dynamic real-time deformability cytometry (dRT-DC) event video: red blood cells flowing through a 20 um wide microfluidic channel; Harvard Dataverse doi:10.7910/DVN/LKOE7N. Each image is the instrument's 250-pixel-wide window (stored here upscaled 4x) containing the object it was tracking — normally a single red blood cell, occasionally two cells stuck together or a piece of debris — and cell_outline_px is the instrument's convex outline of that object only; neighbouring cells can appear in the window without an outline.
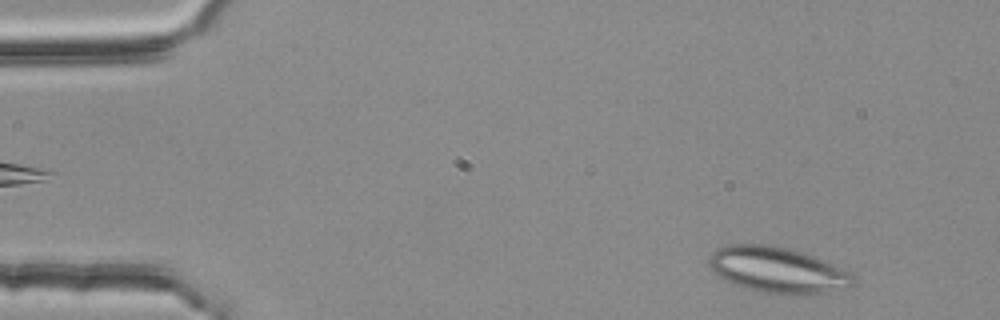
{"species": "common noctule bat (a hibernating species)", "species_latin": "Nyctalus noctula", "temperature_condition": "room temperature", "stored_images_in_passage": 47, "segment_of_instrument_passage": [1, 2], "camera_frame_rate_fps": 3000, "um_per_image_px": 0.085, "animal": {"sex": "female", "body_mass_g": 25.1}, "frame": {"image": 1, "passage_image": 2, "time_ms": 0.333, "image_size_px": [1000, 320], "cell_outline_px": [[852, 284], [848, 288], [796, 296], [788, 296], [764, 292], [744, 288], [732, 284], [720, 276], [708, 264], [708, 256], [716, 248], [732, 244], [768, 244], [788, 248], [804, 252], [832, 264], [848, 272], [852, 276]], "centroid_in_image_um": [66.04, 22.95], "position_along_channel_um": 19.0, "area_um2": 38.44}}